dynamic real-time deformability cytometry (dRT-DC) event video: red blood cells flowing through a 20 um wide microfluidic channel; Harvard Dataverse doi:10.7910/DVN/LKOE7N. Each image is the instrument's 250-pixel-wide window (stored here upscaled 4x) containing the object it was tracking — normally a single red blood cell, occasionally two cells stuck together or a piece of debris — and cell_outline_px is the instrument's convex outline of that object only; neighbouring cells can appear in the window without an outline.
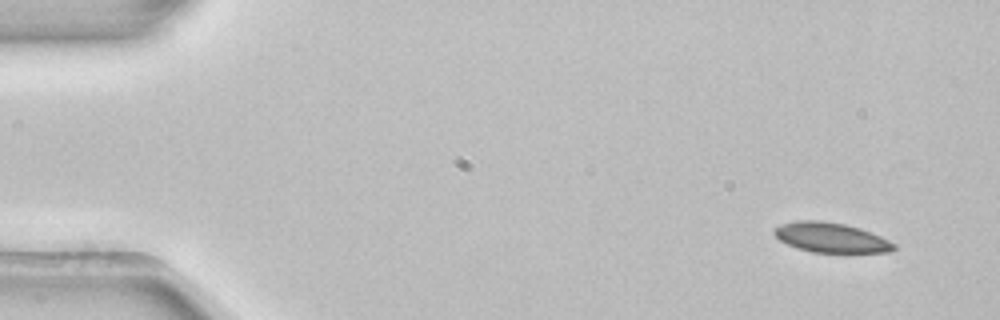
{"species": "common noctule bat (a hibernating species)", "species_latin": "Nyctalus noctula", "temperature_condition": "room temperature", "stored_images_in_passage": 4, "camera_frame_rate_fps": 3000, "um_per_image_px": 0.085, "animal": {"sex": "female", "body_mass_g": 22.7, "forearm_length_mm": 54.2}, "frame": {"image": 1, "passage_image": 1, "time_ms": 0.0, "image_size_px": [1000, 320], "cell_outline_px": [[896, 248], [892, 252], [812, 252], [788, 244], [780, 240], [772, 232], [780, 224], [796, 220], [820, 220], [844, 224], [860, 228], [880, 236], [896, 244]], "centroid_in_image_um": [70.64, 20.18], "position_along_channel_um": 14.4, "area_um2": 20.63}}
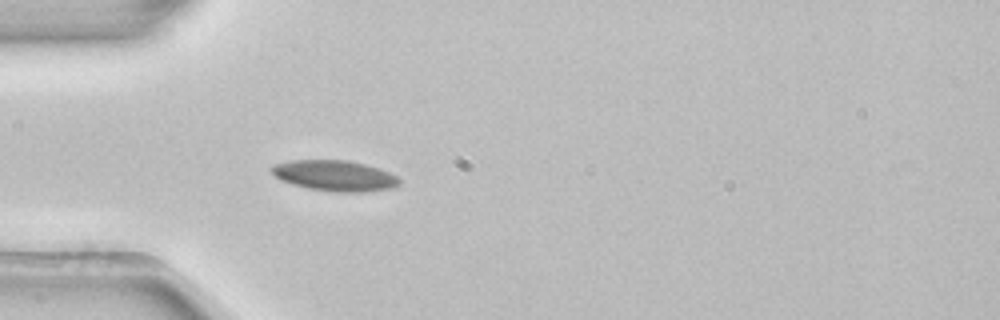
{"frame": {"image": 2, "passage_image": 4, "time_ms": 1.0, "image_size_px": [1000, 320], "cell_outline_px": [[400, 184], [392, 188], [364, 192], [336, 192], [308, 188], [292, 184], [280, 180], [268, 168], [272, 164], [288, 160], [348, 160], [364, 164], [388, 172], [396, 176], [400, 180]], "centroid_in_image_um": [28.4, 14.93], "position_along_channel_um": 56.6, "area_um2": 22.89}}